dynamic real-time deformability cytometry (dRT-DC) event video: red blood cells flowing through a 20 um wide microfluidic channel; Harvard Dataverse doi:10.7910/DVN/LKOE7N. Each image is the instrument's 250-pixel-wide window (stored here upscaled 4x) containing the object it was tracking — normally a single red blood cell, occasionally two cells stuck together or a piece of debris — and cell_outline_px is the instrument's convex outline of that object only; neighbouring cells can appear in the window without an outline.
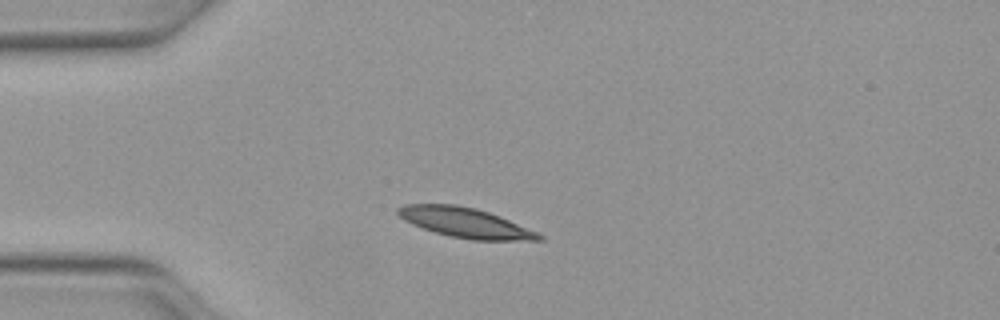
{"species": "Egyptian fruit bat (a non-hibernating species)", "species_latin": "Rousettus aegyptiacus", "temperature_condition": "warm", "stored_images_in_passage": 31, "camera_frame_rate_fps": 3000, "um_per_image_px": 0.085, "animal": {"sex": "female"}, "frame": {"image": 1, "passage_image": 1, "time_ms": 0.0, "image_size_px": [1000, 320], "cell_outline_px": [[544, 240], [472, 240], [452, 236], [436, 232], [412, 224], [404, 220], [396, 212], [396, 208], [404, 204], [456, 204], [476, 208], [500, 216], [536, 232], [544, 236]], "centroid_in_image_um": [39.53, 18.91], "position_along_channel_um": 45.5, "area_um2": 24.28}}
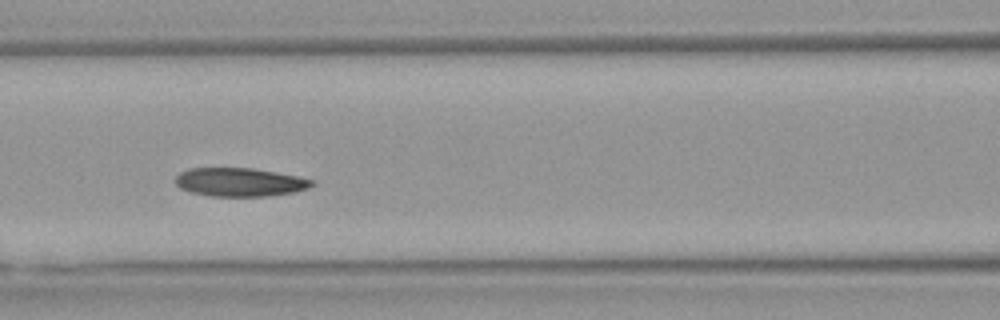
{"frame": {"image": 2, "passage_image": 10, "time_ms": 3.0, "image_size_px": [1000, 320], "cell_outline_px": [[316, 184], [308, 188], [296, 192], [268, 196], [212, 196], [192, 192], [180, 188], [176, 184], [176, 176], [180, 172], [192, 168], [252, 168], [300, 176], [316, 180]], "centroid_in_image_um": [20.46, 15.48], "position_along_channel_um": 146.1, "area_um2": 22.83}}
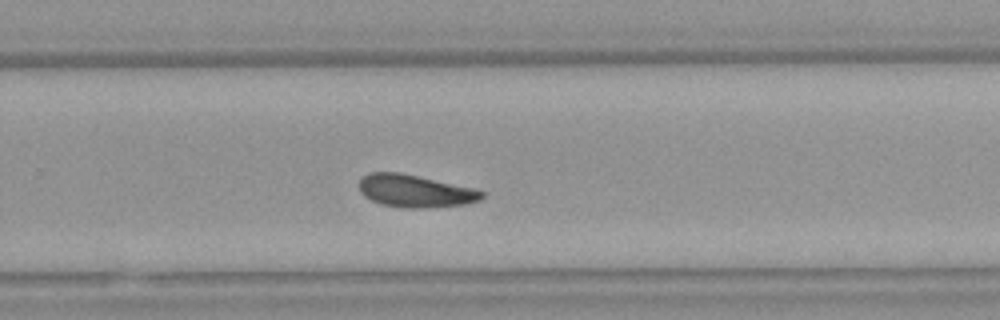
{"frame": {"image": 3, "passage_image": 21, "time_ms": 6.667, "image_size_px": [1000, 320], "cell_outline_px": [[484, 196], [480, 200], [468, 204], [428, 208], [400, 208], [380, 204], [364, 196], [360, 192], [360, 180], [368, 172], [400, 172], [476, 188], [484, 192]], "centroid_in_image_um": [35.31, 16.24], "position_along_channel_um": 294.5, "area_um2": 23.58}, "authors_computed_cell_mechanics": {"area_um2": 23.409, "velocity_mm_per_s": 4.0686, "shape_relaxation_time_tau1_ms": 4.094, "shape_relaxation_time_tau2_ms": 6.5974, "deformation_change_tau1": 0.1116, "deformation_change_tau2": 0.1271}}